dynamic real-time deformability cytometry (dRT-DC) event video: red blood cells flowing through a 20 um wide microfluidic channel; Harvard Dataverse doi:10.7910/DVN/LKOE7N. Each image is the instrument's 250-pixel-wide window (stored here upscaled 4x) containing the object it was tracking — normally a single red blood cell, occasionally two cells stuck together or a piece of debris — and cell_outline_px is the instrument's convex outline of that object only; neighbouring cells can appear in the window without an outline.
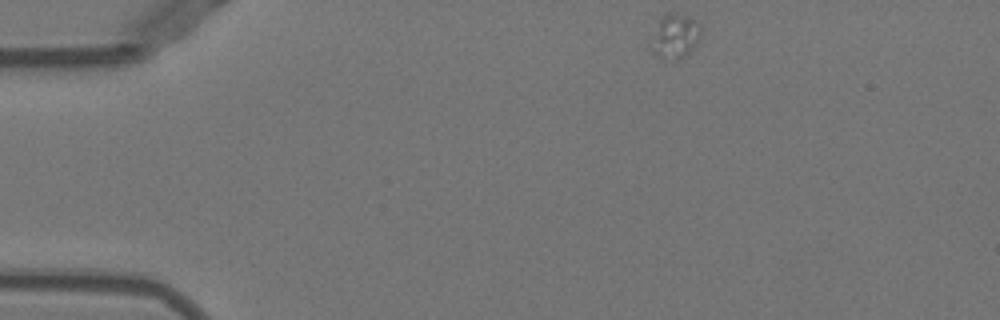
{"species": "Egyptian fruit bat (a non-hibernating species)", "species_latin": "Rousettus aegyptiacus", "temperature_condition": "warm", "stored_images_in_passage": 46, "camera_frame_rate_fps": 3000, "um_per_image_px": 0.085, "animal": {"sex": "female"}, "frame": {"image": 1, "passage_image": 1, "time_ms": 0.0, "image_size_px": [1000, 320], "cell_outline_px": [[700, 40], [696, 48], [684, 56], [676, 60], [664, 60], [656, 56], [648, 48], [648, 44], [656, 20], [664, 12], [676, 12], [692, 16], [700, 24]], "centroid_in_image_um": [57.32, 3.05], "position_along_channel_um": 27.7, "area_um2": 14.1}}
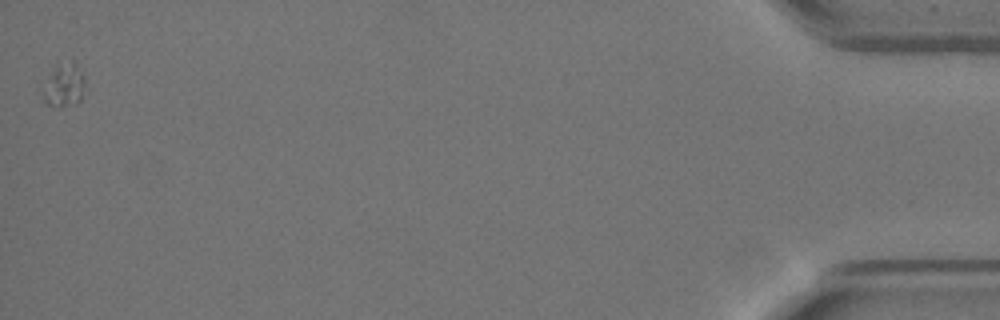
{"frame": {"image": 2, "passage_image": 46, "time_ms": 15.0, "image_size_px": [1000, 320], "cell_outline_px": [[84, 84], [80, 100], [76, 104], [48, 104], [44, 100], [40, 88], [56, 64], [72, 60], [84, 72]], "centroid_in_image_um": [5.42, 7.17], "position_along_channel_um": 429.8, "area_um2": 10.64}}